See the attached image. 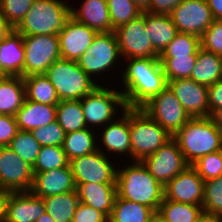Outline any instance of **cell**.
Here are the masks:
<instances>
[{
  "instance_id": "ab89813d",
  "label": "cell",
  "mask_w": 222,
  "mask_h": 222,
  "mask_svg": "<svg viewBox=\"0 0 222 222\" xmlns=\"http://www.w3.org/2000/svg\"><path fill=\"white\" fill-rule=\"evenodd\" d=\"M202 207L204 213L222 219V175L204 181Z\"/></svg>"
},
{
  "instance_id": "7dc6e473",
  "label": "cell",
  "mask_w": 222,
  "mask_h": 222,
  "mask_svg": "<svg viewBox=\"0 0 222 222\" xmlns=\"http://www.w3.org/2000/svg\"><path fill=\"white\" fill-rule=\"evenodd\" d=\"M182 1L183 0H151L147 11L153 14L170 15L173 9Z\"/></svg>"
},
{
  "instance_id": "7bdbcfd3",
  "label": "cell",
  "mask_w": 222,
  "mask_h": 222,
  "mask_svg": "<svg viewBox=\"0 0 222 222\" xmlns=\"http://www.w3.org/2000/svg\"><path fill=\"white\" fill-rule=\"evenodd\" d=\"M38 143L43 146H62L65 139V131L59 125L58 121L45 125L31 131Z\"/></svg>"
},
{
  "instance_id": "2e32d148",
  "label": "cell",
  "mask_w": 222,
  "mask_h": 222,
  "mask_svg": "<svg viewBox=\"0 0 222 222\" xmlns=\"http://www.w3.org/2000/svg\"><path fill=\"white\" fill-rule=\"evenodd\" d=\"M204 180L189 165L164 186V197L185 204L202 206Z\"/></svg>"
},
{
  "instance_id": "44dd1931",
  "label": "cell",
  "mask_w": 222,
  "mask_h": 222,
  "mask_svg": "<svg viewBox=\"0 0 222 222\" xmlns=\"http://www.w3.org/2000/svg\"><path fill=\"white\" fill-rule=\"evenodd\" d=\"M79 202L111 215L117 197L116 183H81L76 184Z\"/></svg>"
},
{
  "instance_id": "ffe728a7",
  "label": "cell",
  "mask_w": 222,
  "mask_h": 222,
  "mask_svg": "<svg viewBox=\"0 0 222 222\" xmlns=\"http://www.w3.org/2000/svg\"><path fill=\"white\" fill-rule=\"evenodd\" d=\"M46 212L43 198L29 192H10L5 222H36Z\"/></svg>"
},
{
  "instance_id": "484cf974",
  "label": "cell",
  "mask_w": 222,
  "mask_h": 222,
  "mask_svg": "<svg viewBox=\"0 0 222 222\" xmlns=\"http://www.w3.org/2000/svg\"><path fill=\"white\" fill-rule=\"evenodd\" d=\"M145 31L153 49L160 54L174 39L178 30L170 15L145 12Z\"/></svg>"
},
{
  "instance_id": "8fae6325",
  "label": "cell",
  "mask_w": 222,
  "mask_h": 222,
  "mask_svg": "<svg viewBox=\"0 0 222 222\" xmlns=\"http://www.w3.org/2000/svg\"><path fill=\"white\" fill-rule=\"evenodd\" d=\"M121 57L158 59L145 31V12L114 30Z\"/></svg>"
},
{
  "instance_id": "f1b7e54d",
  "label": "cell",
  "mask_w": 222,
  "mask_h": 222,
  "mask_svg": "<svg viewBox=\"0 0 222 222\" xmlns=\"http://www.w3.org/2000/svg\"><path fill=\"white\" fill-rule=\"evenodd\" d=\"M43 201L46 213L55 222H72L79 198L75 190L45 197Z\"/></svg>"
},
{
  "instance_id": "f546056e",
  "label": "cell",
  "mask_w": 222,
  "mask_h": 222,
  "mask_svg": "<svg viewBox=\"0 0 222 222\" xmlns=\"http://www.w3.org/2000/svg\"><path fill=\"white\" fill-rule=\"evenodd\" d=\"M26 99L36 103L57 105L59 97L56 89L45 74L23 77Z\"/></svg>"
},
{
  "instance_id": "ee69618b",
  "label": "cell",
  "mask_w": 222,
  "mask_h": 222,
  "mask_svg": "<svg viewBox=\"0 0 222 222\" xmlns=\"http://www.w3.org/2000/svg\"><path fill=\"white\" fill-rule=\"evenodd\" d=\"M201 48L222 56V19H215L200 37Z\"/></svg>"
},
{
  "instance_id": "836d02e7",
  "label": "cell",
  "mask_w": 222,
  "mask_h": 222,
  "mask_svg": "<svg viewBox=\"0 0 222 222\" xmlns=\"http://www.w3.org/2000/svg\"><path fill=\"white\" fill-rule=\"evenodd\" d=\"M168 222H195L203 214V207L163 198L157 211Z\"/></svg>"
},
{
  "instance_id": "d6986e66",
  "label": "cell",
  "mask_w": 222,
  "mask_h": 222,
  "mask_svg": "<svg viewBox=\"0 0 222 222\" xmlns=\"http://www.w3.org/2000/svg\"><path fill=\"white\" fill-rule=\"evenodd\" d=\"M76 190V183L70 166L34 173L30 192L40 198Z\"/></svg>"
},
{
  "instance_id": "6f0895ef",
  "label": "cell",
  "mask_w": 222,
  "mask_h": 222,
  "mask_svg": "<svg viewBox=\"0 0 222 222\" xmlns=\"http://www.w3.org/2000/svg\"><path fill=\"white\" fill-rule=\"evenodd\" d=\"M36 222H55L46 212Z\"/></svg>"
},
{
  "instance_id": "e575fe53",
  "label": "cell",
  "mask_w": 222,
  "mask_h": 222,
  "mask_svg": "<svg viewBox=\"0 0 222 222\" xmlns=\"http://www.w3.org/2000/svg\"><path fill=\"white\" fill-rule=\"evenodd\" d=\"M200 48V37L193 34L178 32L174 39L162 50L158 58L197 56Z\"/></svg>"
},
{
  "instance_id": "e0dca14e",
  "label": "cell",
  "mask_w": 222,
  "mask_h": 222,
  "mask_svg": "<svg viewBox=\"0 0 222 222\" xmlns=\"http://www.w3.org/2000/svg\"><path fill=\"white\" fill-rule=\"evenodd\" d=\"M167 86L191 118L210 116L207 86L198 84L191 78L170 80L167 81Z\"/></svg>"
},
{
  "instance_id": "db71d44e",
  "label": "cell",
  "mask_w": 222,
  "mask_h": 222,
  "mask_svg": "<svg viewBox=\"0 0 222 222\" xmlns=\"http://www.w3.org/2000/svg\"><path fill=\"white\" fill-rule=\"evenodd\" d=\"M195 222H222V219L203 212Z\"/></svg>"
},
{
  "instance_id": "680465c9",
  "label": "cell",
  "mask_w": 222,
  "mask_h": 222,
  "mask_svg": "<svg viewBox=\"0 0 222 222\" xmlns=\"http://www.w3.org/2000/svg\"><path fill=\"white\" fill-rule=\"evenodd\" d=\"M6 75L3 73L2 69L0 68V79H3Z\"/></svg>"
},
{
  "instance_id": "52a82bcc",
  "label": "cell",
  "mask_w": 222,
  "mask_h": 222,
  "mask_svg": "<svg viewBox=\"0 0 222 222\" xmlns=\"http://www.w3.org/2000/svg\"><path fill=\"white\" fill-rule=\"evenodd\" d=\"M80 102L87 128L91 125L99 126L102 124L104 126L116 117L117 107L122 110L127 108L122 91H114L100 85L80 99Z\"/></svg>"
},
{
  "instance_id": "4316f807",
  "label": "cell",
  "mask_w": 222,
  "mask_h": 222,
  "mask_svg": "<svg viewBox=\"0 0 222 222\" xmlns=\"http://www.w3.org/2000/svg\"><path fill=\"white\" fill-rule=\"evenodd\" d=\"M190 78L207 87L222 79L221 56L200 48Z\"/></svg>"
},
{
  "instance_id": "681fc988",
  "label": "cell",
  "mask_w": 222,
  "mask_h": 222,
  "mask_svg": "<svg viewBox=\"0 0 222 222\" xmlns=\"http://www.w3.org/2000/svg\"><path fill=\"white\" fill-rule=\"evenodd\" d=\"M214 19H222V0H206Z\"/></svg>"
},
{
  "instance_id": "3957f363",
  "label": "cell",
  "mask_w": 222,
  "mask_h": 222,
  "mask_svg": "<svg viewBox=\"0 0 222 222\" xmlns=\"http://www.w3.org/2000/svg\"><path fill=\"white\" fill-rule=\"evenodd\" d=\"M173 138L189 165L202 156L222 150V132L209 117H193Z\"/></svg>"
},
{
  "instance_id": "b9f144b4",
  "label": "cell",
  "mask_w": 222,
  "mask_h": 222,
  "mask_svg": "<svg viewBox=\"0 0 222 222\" xmlns=\"http://www.w3.org/2000/svg\"><path fill=\"white\" fill-rule=\"evenodd\" d=\"M206 181L222 175V150L202 156L191 165Z\"/></svg>"
},
{
  "instance_id": "d4e9b609",
  "label": "cell",
  "mask_w": 222,
  "mask_h": 222,
  "mask_svg": "<svg viewBox=\"0 0 222 222\" xmlns=\"http://www.w3.org/2000/svg\"><path fill=\"white\" fill-rule=\"evenodd\" d=\"M123 116L117 121L106 124L102 133V142L107 151L131 155V137L129 131V107L123 110ZM128 153V154H127Z\"/></svg>"
},
{
  "instance_id": "4fadbf2b",
  "label": "cell",
  "mask_w": 222,
  "mask_h": 222,
  "mask_svg": "<svg viewBox=\"0 0 222 222\" xmlns=\"http://www.w3.org/2000/svg\"><path fill=\"white\" fill-rule=\"evenodd\" d=\"M33 166L8 146L0 147V189L29 192L33 184Z\"/></svg>"
},
{
  "instance_id": "11a10c76",
  "label": "cell",
  "mask_w": 222,
  "mask_h": 222,
  "mask_svg": "<svg viewBox=\"0 0 222 222\" xmlns=\"http://www.w3.org/2000/svg\"><path fill=\"white\" fill-rule=\"evenodd\" d=\"M142 12H146L149 8L151 0H132Z\"/></svg>"
},
{
  "instance_id": "8d00e7d4",
  "label": "cell",
  "mask_w": 222,
  "mask_h": 222,
  "mask_svg": "<svg viewBox=\"0 0 222 222\" xmlns=\"http://www.w3.org/2000/svg\"><path fill=\"white\" fill-rule=\"evenodd\" d=\"M21 159L34 166L41 145L31 131L19 130L8 145Z\"/></svg>"
},
{
  "instance_id": "f6af8a7d",
  "label": "cell",
  "mask_w": 222,
  "mask_h": 222,
  "mask_svg": "<svg viewBox=\"0 0 222 222\" xmlns=\"http://www.w3.org/2000/svg\"><path fill=\"white\" fill-rule=\"evenodd\" d=\"M108 219L101 211L79 202L72 222H108Z\"/></svg>"
},
{
  "instance_id": "bcb514c9",
  "label": "cell",
  "mask_w": 222,
  "mask_h": 222,
  "mask_svg": "<svg viewBox=\"0 0 222 222\" xmlns=\"http://www.w3.org/2000/svg\"><path fill=\"white\" fill-rule=\"evenodd\" d=\"M18 131L15 116L0 114V147L8 146Z\"/></svg>"
},
{
  "instance_id": "30bf717a",
  "label": "cell",
  "mask_w": 222,
  "mask_h": 222,
  "mask_svg": "<svg viewBox=\"0 0 222 222\" xmlns=\"http://www.w3.org/2000/svg\"><path fill=\"white\" fill-rule=\"evenodd\" d=\"M120 50L115 32L97 33L92 44L77 60L80 68L92 77L94 74L105 72L115 65Z\"/></svg>"
},
{
  "instance_id": "277c9868",
  "label": "cell",
  "mask_w": 222,
  "mask_h": 222,
  "mask_svg": "<svg viewBox=\"0 0 222 222\" xmlns=\"http://www.w3.org/2000/svg\"><path fill=\"white\" fill-rule=\"evenodd\" d=\"M65 3L60 0H34L15 30L23 36L58 35L71 16V6Z\"/></svg>"
},
{
  "instance_id": "8992f818",
  "label": "cell",
  "mask_w": 222,
  "mask_h": 222,
  "mask_svg": "<svg viewBox=\"0 0 222 222\" xmlns=\"http://www.w3.org/2000/svg\"><path fill=\"white\" fill-rule=\"evenodd\" d=\"M59 100H80L97 86L92 78L78 65L77 61L58 59L45 72Z\"/></svg>"
},
{
  "instance_id": "5bb4252c",
  "label": "cell",
  "mask_w": 222,
  "mask_h": 222,
  "mask_svg": "<svg viewBox=\"0 0 222 222\" xmlns=\"http://www.w3.org/2000/svg\"><path fill=\"white\" fill-rule=\"evenodd\" d=\"M69 160V166L76 184L116 183L117 168L109 162L100 150Z\"/></svg>"
},
{
  "instance_id": "5b68a950",
  "label": "cell",
  "mask_w": 222,
  "mask_h": 222,
  "mask_svg": "<svg viewBox=\"0 0 222 222\" xmlns=\"http://www.w3.org/2000/svg\"><path fill=\"white\" fill-rule=\"evenodd\" d=\"M131 158L143 161L172 136L141 108H129Z\"/></svg>"
},
{
  "instance_id": "d6a6232c",
  "label": "cell",
  "mask_w": 222,
  "mask_h": 222,
  "mask_svg": "<svg viewBox=\"0 0 222 222\" xmlns=\"http://www.w3.org/2000/svg\"><path fill=\"white\" fill-rule=\"evenodd\" d=\"M65 133L87 128L80 100H60L57 104V119Z\"/></svg>"
},
{
  "instance_id": "ba28073f",
  "label": "cell",
  "mask_w": 222,
  "mask_h": 222,
  "mask_svg": "<svg viewBox=\"0 0 222 222\" xmlns=\"http://www.w3.org/2000/svg\"><path fill=\"white\" fill-rule=\"evenodd\" d=\"M25 60L23 77L45 74L61 58L58 35L23 36Z\"/></svg>"
},
{
  "instance_id": "9c48e42d",
  "label": "cell",
  "mask_w": 222,
  "mask_h": 222,
  "mask_svg": "<svg viewBox=\"0 0 222 222\" xmlns=\"http://www.w3.org/2000/svg\"><path fill=\"white\" fill-rule=\"evenodd\" d=\"M141 109L172 137L191 119L168 86L145 103Z\"/></svg>"
},
{
  "instance_id": "9a60e30c",
  "label": "cell",
  "mask_w": 222,
  "mask_h": 222,
  "mask_svg": "<svg viewBox=\"0 0 222 222\" xmlns=\"http://www.w3.org/2000/svg\"><path fill=\"white\" fill-rule=\"evenodd\" d=\"M178 32L201 37L215 20L206 0H183L170 14Z\"/></svg>"
},
{
  "instance_id": "c3c4849f",
  "label": "cell",
  "mask_w": 222,
  "mask_h": 222,
  "mask_svg": "<svg viewBox=\"0 0 222 222\" xmlns=\"http://www.w3.org/2000/svg\"><path fill=\"white\" fill-rule=\"evenodd\" d=\"M208 103L210 114L222 108V79L208 87Z\"/></svg>"
},
{
  "instance_id": "f5cc1de1",
  "label": "cell",
  "mask_w": 222,
  "mask_h": 222,
  "mask_svg": "<svg viewBox=\"0 0 222 222\" xmlns=\"http://www.w3.org/2000/svg\"><path fill=\"white\" fill-rule=\"evenodd\" d=\"M209 118L212 120L214 125L222 132V108L214 110Z\"/></svg>"
},
{
  "instance_id": "f907efd6",
  "label": "cell",
  "mask_w": 222,
  "mask_h": 222,
  "mask_svg": "<svg viewBox=\"0 0 222 222\" xmlns=\"http://www.w3.org/2000/svg\"><path fill=\"white\" fill-rule=\"evenodd\" d=\"M13 30L14 28L0 13V42L3 41Z\"/></svg>"
},
{
  "instance_id": "7c38bea8",
  "label": "cell",
  "mask_w": 222,
  "mask_h": 222,
  "mask_svg": "<svg viewBox=\"0 0 222 222\" xmlns=\"http://www.w3.org/2000/svg\"><path fill=\"white\" fill-rule=\"evenodd\" d=\"M142 162L163 187L189 166L173 137Z\"/></svg>"
},
{
  "instance_id": "7402d4cb",
  "label": "cell",
  "mask_w": 222,
  "mask_h": 222,
  "mask_svg": "<svg viewBox=\"0 0 222 222\" xmlns=\"http://www.w3.org/2000/svg\"><path fill=\"white\" fill-rule=\"evenodd\" d=\"M24 60L23 35L14 29L0 42V68L6 76L23 77Z\"/></svg>"
},
{
  "instance_id": "1f68e13d",
  "label": "cell",
  "mask_w": 222,
  "mask_h": 222,
  "mask_svg": "<svg viewBox=\"0 0 222 222\" xmlns=\"http://www.w3.org/2000/svg\"><path fill=\"white\" fill-rule=\"evenodd\" d=\"M93 133L94 131L88 127L65 135L62 147L68 160L84 156L98 150V145L95 144L96 140Z\"/></svg>"
},
{
  "instance_id": "74e56055",
  "label": "cell",
  "mask_w": 222,
  "mask_h": 222,
  "mask_svg": "<svg viewBox=\"0 0 222 222\" xmlns=\"http://www.w3.org/2000/svg\"><path fill=\"white\" fill-rule=\"evenodd\" d=\"M107 3L112 31L142 14L132 0H107Z\"/></svg>"
},
{
  "instance_id": "816d5d0a",
  "label": "cell",
  "mask_w": 222,
  "mask_h": 222,
  "mask_svg": "<svg viewBox=\"0 0 222 222\" xmlns=\"http://www.w3.org/2000/svg\"><path fill=\"white\" fill-rule=\"evenodd\" d=\"M9 191L0 189V222H5L6 203Z\"/></svg>"
},
{
  "instance_id": "f35d334b",
  "label": "cell",
  "mask_w": 222,
  "mask_h": 222,
  "mask_svg": "<svg viewBox=\"0 0 222 222\" xmlns=\"http://www.w3.org/2000/svg\"><path fill=\"white\" fill-rule=\"evenodd\" d=\"M167 81L190 78L197 56H176L175 58H158Z\"/></svg>"
},
{
  "instance_id": "7a4b0ae2",
  "label": "cell",
  "mask_w": 222,
  "mask_h": 222,
  "mask_svg": "<svg viewBox=\"0 0 222 222\" xmlns=\"http://www.w3.org/2000/svg\"><path fill=\"white\" fill-rule=\"evenodd\" d=\"M117 196L158 211L164 198V187L150 174L142 161L117 169Z\"/></svg>"
},
{
  "instance_id": "6da1fadb",
  "label": "cell",
  "mask_w": 222,
  "mask_h": 222,
  "mask_svg": "<svg viewBox=\"0 0 222 222\" xmlns=\"http://www.w3.org/2000/svg\"><path fill=\"white\" fill-rule=\"evenodd\" d=\"M122 74L126 106L141 108L151 98L167 87V80L159 59L130 58Z\"/></svg>"
},
{
  "instance_id": "cb8c5ba5",
  "label": "cell",
  "mask_w": 222,
  "mask_h": 222,
  "mask_svg": "<svg viewBox=\"0 0 222 222\" xmlns=\"http://www.w3.org/2000/svg\"><path fill=\"white\" fill-rule=\"evenodd\" d=\"M70 14L97 33L112 32L107 0H85L80 9L71 7Z\"/></svg>"
},
{
  "instance_id": "9f6ffc18",
  "label": "cell",
  "mask_w": 222,
  "mask_h": 222,
  "mask_svg": "<svg viewBox=\"0 0 222 222\" xmlns=\"http://www.w3.org/2000/svg\"><path fill=\"white\" fill-rule=\"evenodd\" d=\"M147 222H168V221L156 211L154 215Z\"/></svg>"
},
{
  "instance_id": "60d3db41",
  "label": "cell",
  "mask_w": 222,
  "mask_h": 222,
  "mask_svg": "<svg viewBox=\"0 0 222 222\" xmlns=\"http://www.w3.org/2000/svg\"><path fill=\"white\" fill-rule=\"evenodd\" d=\"M33 2L34 0H0V13L15 29L32 7Z\"/></svg>"
},
{
  "instance_id": "83f0119b",
  "label": "cell",
  "mask_w": 222,
  "mask_h": 222,
  "mask_svg": "<svg viewBox=\"0 0 222 222\" xmlns=\"http://www.w3.org/2000/svg\"><path fill=\"white\" fill-rule=\"evenodd\" d=\"M25 98L23 77L6 76L0 79V114L15 116Z\"/></svg>"
},
{
  "instance_id": "d590c367",
  "label": "cell",
  "mask_w": 222,
  "mask_h": 222,
  "mask_svg": "<svg viewBox=\"0 0 222 222\" xmlns=\"http://www.w3.org/2000/svg\"><path fill=\"white\" fill-rule=\"evenodd\" d=\"M64 166H69V160L62 146H43L38 153L33 172L41 173Z\"/></svg>"
},
{
  "instance_id": "ac0fdd59",
  "label": "cell",
  "mask_w": 222,
  "mask_h": 222,
  "mask_svg": "<svg viewBox=\"0 0 222 222\" xmlns=\"http://www.w3.org/2000/svg\"><path fill=\"white\" fill-rule=\"evenodd\" d=\"M97 32L70 16L58 33L62 59L77 61L92 44Z\"/></svg>"
},
{
  "instance_id": "4dcf8cb0",
  "label": "cell",
  "mask_w": 222,
  "mask_h": 222,
  "mask_svg": "<svg viewBox=\"0 0 222 222\" xmlns=\"http://www.w3.org/2000/svg\"><path fill=\"white\" fill-rule=\"evenodd\" d=\"M154 213L151 207L117 196L108 222H147Z\"/></svg>"
},
{
  "instance_id": "603a6c76",
  "label": "cell",
  "mask_w": 222,
  "mask_h": 222,
  "mask_svg": "<svg viewBox=\"0 0 222 222\" xmlns=\"http://www.w3.org/2000/svg\"><path fill=\"white\" fill-rule=\"evenodd\" d=\"M15 119L19 130L32 131L57 119V105L36 103L25 98Z\"/></svg>"
}]
</instances>
